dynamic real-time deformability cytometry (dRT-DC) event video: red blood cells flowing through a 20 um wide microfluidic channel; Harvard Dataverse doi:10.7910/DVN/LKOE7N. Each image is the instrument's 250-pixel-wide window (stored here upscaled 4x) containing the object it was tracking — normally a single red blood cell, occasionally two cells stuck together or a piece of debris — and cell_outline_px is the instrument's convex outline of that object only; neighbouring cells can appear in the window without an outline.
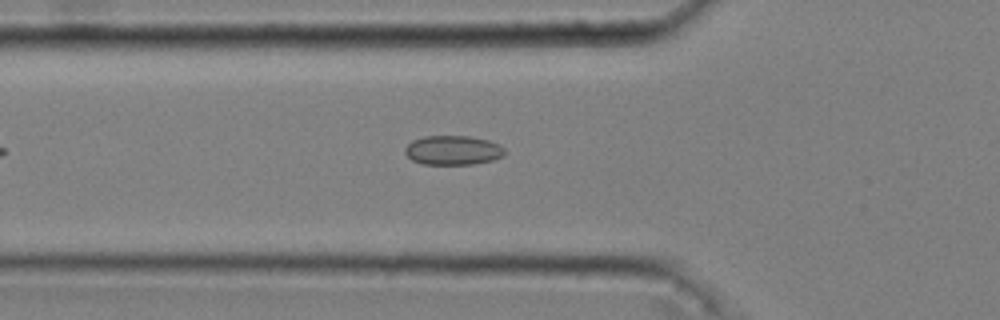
{"species": "common noctule bat (a hibernating species)", "species_latin": "Nyctalus noctula", "temperature_condition": "cold", "stored_images_in_passage": 28, "camera_frame_rate_fps": 3000, "um_per_image_px": 0.085, "animal": {"sex": "male", "body_mass_g": 20.4}, "frame": {"image": 1, "passage_image": 5, "time_ms": 1.333, "image_size_px": [1000, 320], "cell_outline_px": [[504, 156], [492, 160], [472, 164], [424, 164], [412, 160], [404, 152], [404, 148], [412, 140], [424, 136], [468, 136], [488, 140], [500, 144], [504, 148]], "centroid_in_image_um": [38.5, 12.76], "position_along_channel_um": 87.3, "area_um2": 17.05}}
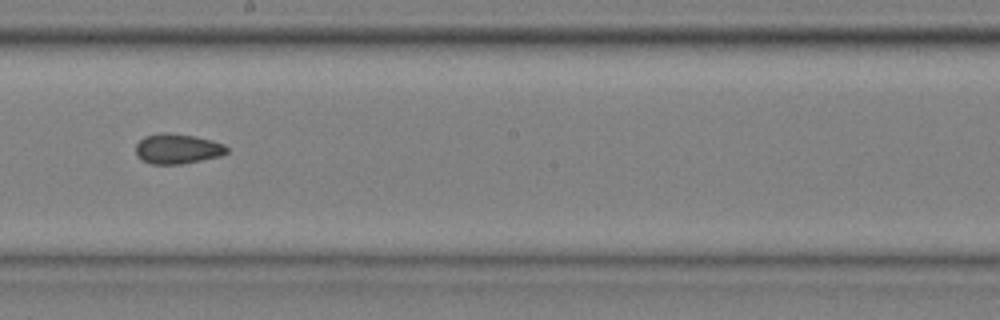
{"frame": {"image": 2, "passage_image": 17, "time_ms": 5.333, "image_size_px": [1000, 320], "cell_outline_px": [[228, 152], [220, 156], [180, 164], [152, 164], [136, 156], [136, 144], [144, 136], [160, 132], [168, 132], [192, 136], [212, 140], [224, 144], [228, 148]], "centroid_in_image_um": [15.07, 12.63], "position_along_channel_um": 233.1, "area_um2": 15.9}}
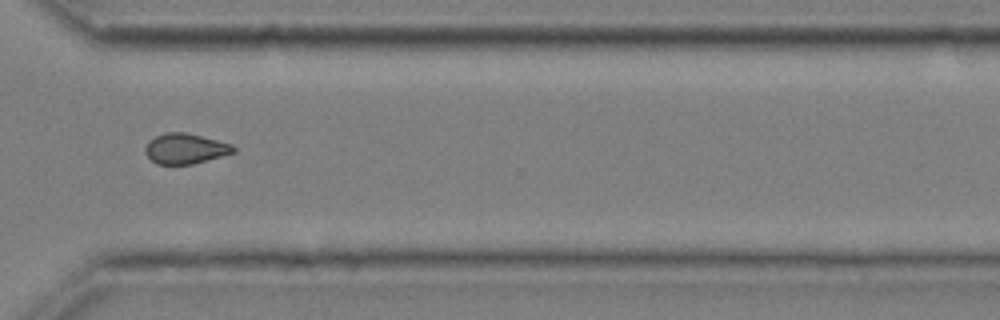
{"frame": {"image": 3, "passage_image": 27, "time_ms": 8.667, "image_size_px": [1000, 320], "cell_outline_px": [[236, 152], [192, 164], [156, 164], [144, 152], [144, 148], [148, 140], [164, 132], [184, 132], [232, 144], [236, 148]], "centroid_in_image_um": [15.73, 12.63], "position_along_channel_um": 354.9, "area_um2": 15.55}, "authors_computed_cell_mechanics": {"area_um2": 15.7505, "velocity_mm_per_s": 3.6366, "shape_relaxation_time_tau1_ms": null, "shape_relaxation_time_tau2_ms": 2.6173, "deformation_change_tau1": null, "deformation_change_tau2": 0.0717}}